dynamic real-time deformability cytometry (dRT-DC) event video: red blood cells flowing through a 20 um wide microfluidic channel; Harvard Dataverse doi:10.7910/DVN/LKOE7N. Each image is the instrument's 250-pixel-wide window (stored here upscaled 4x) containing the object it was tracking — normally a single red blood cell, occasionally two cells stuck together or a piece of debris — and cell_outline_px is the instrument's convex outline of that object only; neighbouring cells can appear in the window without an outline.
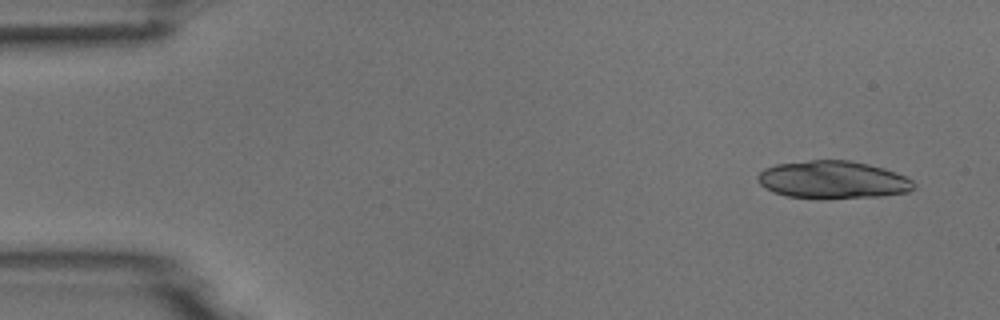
{"species": "common noctule bat (a hibernating species)", "species_latin": "Nyctalus noctula", "temperature_condition": "room temperature", "stored_images_in_passage": 6, "camera_frame_rate_fps": 3000, "um_per_image_px": 0.085, "animal": {"sex": "male", "body_mass_g": 18.8}, "frame": {"image": 1, "passage_image": 1, "time_ms": 0.0, "image_size_px": [1000, 320], "cell_outline_px": [[916, 184], [908, 192], [880, 196], [788, 196], [772, 192], [764, 188], [760, 184], [756, 176], [764, 168], [776, 164], [808, 160], [848, 160], [868, 164], [884, 168], [904, 176], [912, 180]], "centroid_in_image_um": [70.76, 15.24], "position_along_channel_um": 14.2, "area_um2": 33.35}}
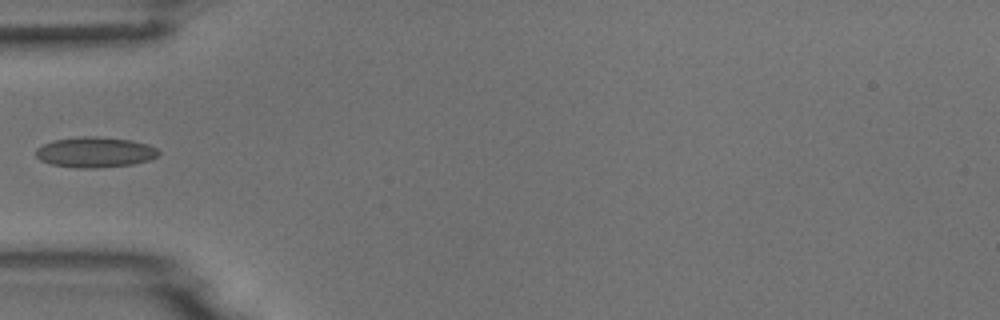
{"frame": {"image": 2, "passage_image": 5, "time_ms": 1.333, "image_size_px": [1000, 320], "cell_outline_px": [[160, 152], [156, 156], [148, 160], [132, 164], [96, 168], [76, 168], [52, 164], [40, 160], [36, 156], [36, 148], [52, 140], [80, 136], [96, 136], [132, 140], [148, 144], [156, 148]], "centroid_in_image_um": [8.06, 12.93], "position_along_channel_um": 76.9, "area_um2": 21.79}}